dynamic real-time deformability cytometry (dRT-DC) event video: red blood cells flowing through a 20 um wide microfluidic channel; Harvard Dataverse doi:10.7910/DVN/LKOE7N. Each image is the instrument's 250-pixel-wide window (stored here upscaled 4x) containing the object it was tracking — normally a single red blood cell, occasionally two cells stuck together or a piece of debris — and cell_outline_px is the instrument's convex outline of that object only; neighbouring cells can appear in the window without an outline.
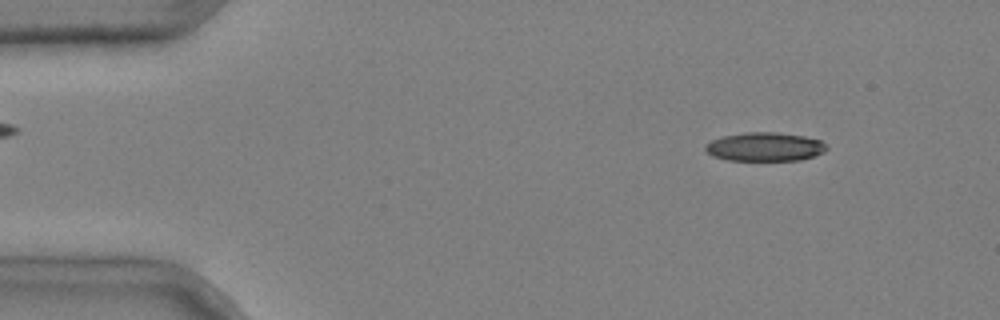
{"species": "common noctule bat (a hibernating species)", "species_latin": "Nyctalus noctula", "temperature_condition": "cold", "stored_images_in_passage": 4, "camera_frame_rate_fps": 3000, "um_per_image_px": 0.085, "animal": {"sex": "male", "body_mass_g": 20.4}, "frame": {"image": 1, "passage_image": 1, "time_ms": 0.0, "image_size_px": [1000, 320], "cell_outline_px": [[828, 148], [824, 152], [800, 160], [728, 160], [712, 156], [704, 148], [704, 144], [712, 140], [724, 136], [744, 132], [776, 132], [804, 136], [820, 140], [828, 144]], "centroid_in_image_um": [65.02, 12.47], "position_along_channel_um": 20.0, "area_um2": 20.35}}
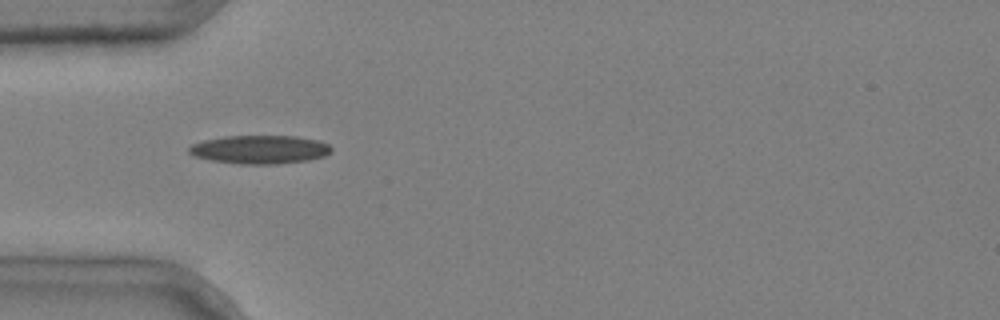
{"frame": {"image": 2, "passage_image": 3, "time_ms": 0.667, "image_size_px": [1000, 320], "cell_outline_px": [[332, 152], [324, 156], [308, 160], [276, 164], [240, 164], [212, 160], [192, 156], [188, 152], [188, 148], [192, 144], [204, 140], [224, 136], [296, 136], [320, 140], [328, 144], [332, 148]], "centroid_in_image_um": [22.09, 12.7], "position_along_channel_um": 62.9, "area_um2": 23.76}}